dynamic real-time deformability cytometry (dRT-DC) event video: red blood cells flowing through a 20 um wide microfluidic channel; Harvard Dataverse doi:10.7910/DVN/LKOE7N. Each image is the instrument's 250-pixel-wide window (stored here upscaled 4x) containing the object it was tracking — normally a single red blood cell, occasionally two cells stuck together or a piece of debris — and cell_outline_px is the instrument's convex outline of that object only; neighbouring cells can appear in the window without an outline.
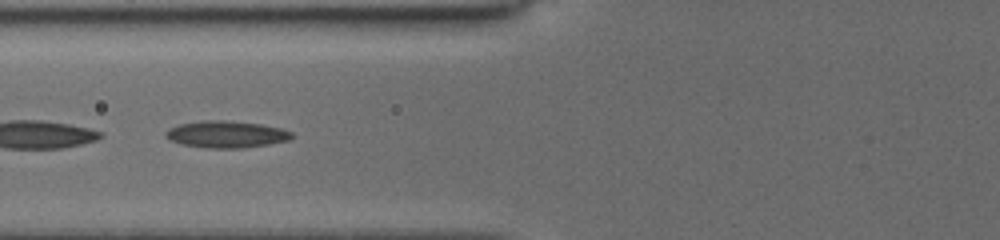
{"species": "common noctule bat (a hibernating species)", "species_latin": "Nyctalus noctula", "temperature_condition": "cold", "stored_images_in_passage": 12, "camera_frame_rate_fps": 3000, "um_per_image_px": 0.085, "animal": {"sex": "female", "body_mass_g": 19.5, "forearm_length_mm": 54.1}, "frame": {"image": 1, "passage_image": 11, "time_ms": 2.333, "image_size_px": [1000, 240], "cell_outline_px": [[296, 136], [292, 140], [244, 148], [208, 148], [184, 144], [168, 140], [164, 136], [164, 132], [168, 128], [180, 124], [200, 120], [224, 120], [260, 124], [280, 128], [292, 132]], "centroid_in_image_um": [19.24, 11.41], "position_along_channel_um": 106.6, "area_um2": 19.94}}